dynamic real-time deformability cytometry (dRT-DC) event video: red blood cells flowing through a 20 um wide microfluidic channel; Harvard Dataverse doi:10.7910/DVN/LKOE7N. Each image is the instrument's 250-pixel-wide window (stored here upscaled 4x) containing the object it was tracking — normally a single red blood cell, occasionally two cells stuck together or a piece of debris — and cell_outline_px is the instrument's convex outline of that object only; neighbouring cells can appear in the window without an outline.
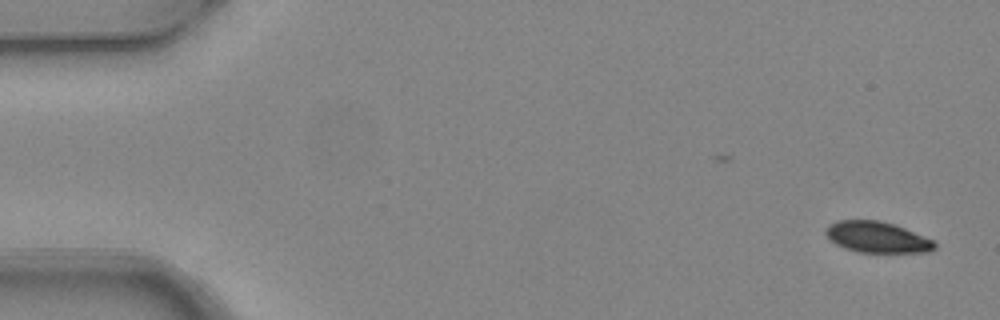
{"species": "common noctule bat (a hibernating species)", "species_latin": "Nyctalus noctula", "temperature_condition": "warm", "stored_images_in_passage": 4, "camera_frame_rate_fps": 3000, "um_per_image_px": 0.085, "animal": {"sex": "female", "body_mass_g": 24.6, "forearm_length_mm": 56.2}, "frame": {"image": 1, "passage_image": 1, "time_ms": 0.0, "image_size_px": [1000, 320], "cell_outline_px": [[936, 248], [928, 252], [856, 252], [844, 248], [836, 244], [824, 232], [824, 228], [828, 224], [836, 220], [880, 220], [896, 224], [924, 236], [932, 240], [936, 244]], "centroid_in_image_um": [74.53, 20.14], "position_along_channel_um": 10.5, "area_um2": 19.83}}
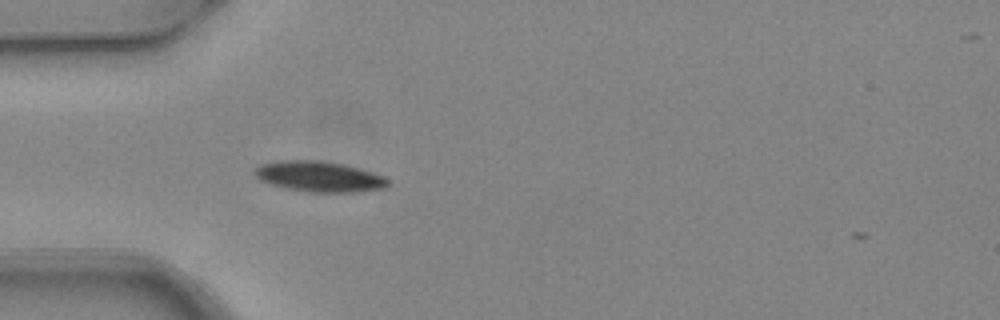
{"frame": {"image": 2, "passage_image": 4, "time_ms": 1.0, "image_size_px": [1000, 320], "cell_outline_px": [[392, 184], [388, 188], [356, 192], [308, 192], [268, 184], [260, 180], [252, 172], [260, 164], [280, 160], [320, 160], [344, 164], [372, 172], [384, 176]], "centroid_in_image_um": [27.16, 15.01], "position_along_channel_um": 57.8, "area_um2": 23.99}}